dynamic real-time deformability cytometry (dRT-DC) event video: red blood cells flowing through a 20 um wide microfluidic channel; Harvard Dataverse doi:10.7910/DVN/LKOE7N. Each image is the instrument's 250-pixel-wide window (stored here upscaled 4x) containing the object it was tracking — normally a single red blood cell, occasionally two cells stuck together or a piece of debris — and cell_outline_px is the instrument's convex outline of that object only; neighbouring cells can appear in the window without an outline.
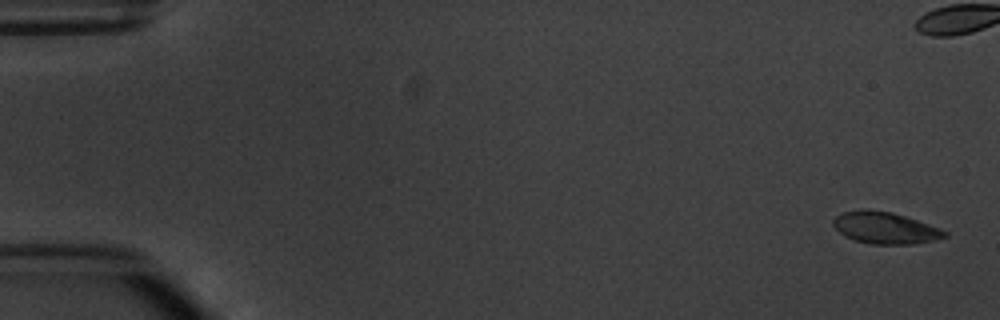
{"species": "common noctule bat (a hibernating species)", "species_latin": "Nyctalus noctula", "temperature_condition": "warm", "stored_images_in_passage": 6, "camera_frame_rate_fps": 3000, "um_per_image_px": 0.085, "animal": {"sex": "male", "body_mass_g": 20.1, "forearm_length_mm": 53.5}, "frame": {"image": 1, "passage_image": 1, "time_ms": 0.0, "image_size_px": [1000, 320], "cell_outline_px": [[948, 236], [936, 240], [916, 244], [872, 244], [856, 240], [844, 236], [832, 224], [832, 220], [836, 216], [844, 212], [864, 208], [868, 208], [892, 212], [928, 224], [948, 232]], "centroid_in_image_um": [75.23, 19.36], "position_along_channel_um": 9.8, "area_um2": 20.63}}
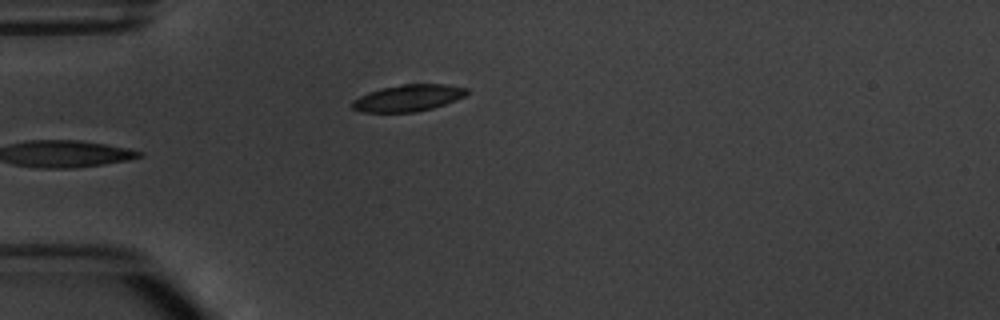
{"frame": {"image": 2, "passage_image": 6, "time_ms": 5.667, "image_size_px": [1000, 320], "cell_outline_px": [[468, 92], [464, 96], [444, 104], [432, 108], [416, 112], [360, 112], [352, 108], [352, 100], [368, 92], [380, 88], [400, 84], [448, 84], [468, 88]], "centroid_in_image_um": [34.67, 8.32], "position_along_channel_um": 50.3, "area_um2": 17.86}}